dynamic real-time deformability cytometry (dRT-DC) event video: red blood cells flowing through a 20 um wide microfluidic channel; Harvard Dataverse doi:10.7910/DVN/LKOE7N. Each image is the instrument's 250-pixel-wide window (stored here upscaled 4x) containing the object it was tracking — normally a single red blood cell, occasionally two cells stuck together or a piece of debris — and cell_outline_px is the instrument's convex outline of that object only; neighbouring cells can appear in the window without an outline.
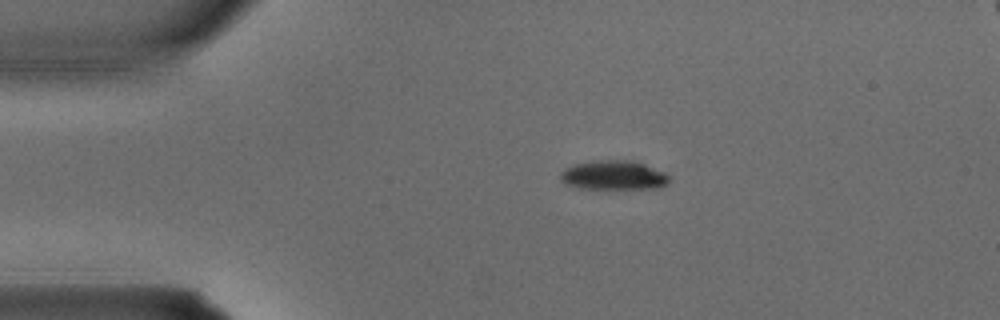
{"species": "common noctule bat (a hibernating species)", "species_latin": "Nyctalus noctula", "temperature_condition": "warm", "stored_images_in_passage": 2, "camera_frame_rate_fps": 3000, "um_per_image_px": 0.085, "animal": {"sex": "male", "body_mass_g": 15.6}, "frame": {"image": 1, "passage_image": 1, "time_ms": 0.0, "image_size_px": [1000, 320], "cell_outline_px": [[668, 184], [660, 188], [580, 188], [564, 184], [560, 180], [560, 172], [564, 168], [572, 164], [592, 160], [632, 160], [644, 164], [664, 172], [668, 176]], "centroid_in_image_um": [52.1, 14.88], "position_along_channel_um": 32.9, "area_um2": 18.67}}